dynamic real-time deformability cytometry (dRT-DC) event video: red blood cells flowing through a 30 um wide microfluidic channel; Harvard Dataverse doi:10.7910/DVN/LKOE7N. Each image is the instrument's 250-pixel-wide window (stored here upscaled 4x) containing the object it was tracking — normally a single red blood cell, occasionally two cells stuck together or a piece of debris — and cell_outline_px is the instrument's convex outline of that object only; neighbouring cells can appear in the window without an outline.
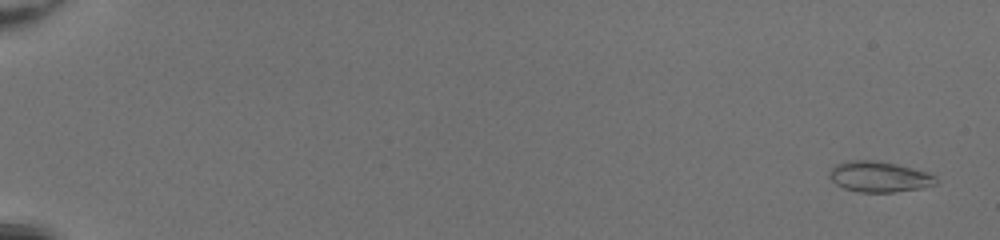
{"species": "common noctule bat (a hibernating species)", "species_latin": "Nyctalus noctula", "temperature_condition": "room temperature", "stored_images_in_passage": 52, "camera_frame_rate_fps": 3000, "um_per_image_px": 0.085, "animal": {"sex": "female", "body_mass_g": 20.0, "forearm_length_mm": 54.0}, "frame": {"image": 1, "passage_image": 3, "time_ms": 0.667, "image_size_px": [1000, 240], "cell_outline_px": [[936, 184], [924, 188], [892, 192], [860, 192], [844, 188], [836, 184], [828, 176], [828, 172], [836, 164], [848, 160], [876, 160], [896, 164], [928, 172], [936, 176]], "centroid_in_image_um": [74.73, 15.02], "position_along_channel_um": 10.3, "area_um2": 19.13}}
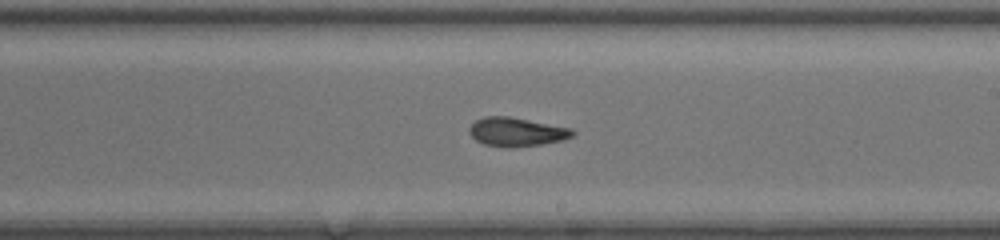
{"frame": {"image": 2, "passage_image": 34, "time_ms": 11.0, "image_size_px": [1000, 240], "cell_outline_px": [[576, 132], [572, 136], [564, 140], [540, 144], [508, 148], [484, 144], [476, 140], [472, 136], [468, 128], [476, 120], [484, 116], [508, 116], [572, 128]], "centroid_in_image_um": [43.91, 11.21], "position_along_channel_um": 245.1, "area_um2": 17.28}}
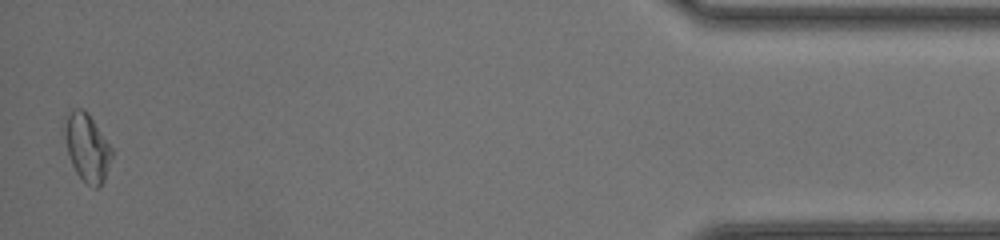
{"frame": {"image": 3, "passage_image": 52, "time_ms": 17.0, "image_size_px": [1000, 240], "cell_outline_px": [[112, 156], [104, 180], [96, 188], [92, 188], [76, 172], [72, 164], [68, 152], [64, 132], [64, 128], [68, 112], [72, 108], [84, 108], [88, 112], [112, 148]], "centroid_in_image_um": [7.4, 12.5], "position_along_channel_um": 427.8, "area_um2": 18.38}, "authors_computed_cell_mechanics": {"area_um2": 17.8024, "velocity_mm_per_s": 4.2475, "shape_relaxation_time_tau1_ms": null, "shape_relaxation_time_tau2_ms": 2.0317, "deformation_change_tau1": null, "deformation_change_tau2": 0.0827}}